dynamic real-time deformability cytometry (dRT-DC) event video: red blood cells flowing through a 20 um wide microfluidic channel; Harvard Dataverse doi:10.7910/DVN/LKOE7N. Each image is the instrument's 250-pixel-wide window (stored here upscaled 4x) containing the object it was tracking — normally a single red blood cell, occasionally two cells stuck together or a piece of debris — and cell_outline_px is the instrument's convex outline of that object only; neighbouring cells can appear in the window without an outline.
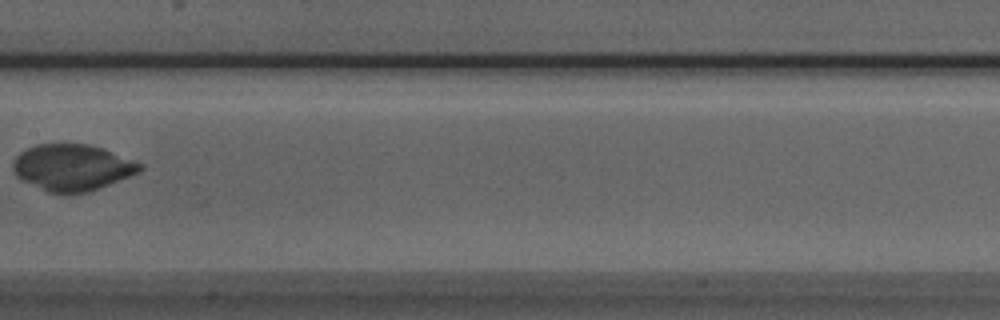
{"species": "Egyptian fruit bat (a non-hibernating species)", "species_latin": "Rousettus aegyptiacus", "temperature_condition": "room temperature", "stored_images_in_passage": 7, "camera_frame_rate_fps": 3000, "um_per_image_px": 0.085, "animal": {"sex": "male"}, "frame": {"image": 1, "passage_image": 7, "time_ms": 2.0, "image_size_px": [1000, 320], "cell_outline_px": [[144, 168], [140, 172], [88, 192], [68, 196], [64, 196], [48, 192], [20, 180], [12, 172], [12, 160], [20, 152], [36, 144], [88, 144], [112, 152], [144, 164]], "centroid_in_image_um": [6.1, 14.27], "position_along_channel_um": 201.3, "area_um2": 34.8}}